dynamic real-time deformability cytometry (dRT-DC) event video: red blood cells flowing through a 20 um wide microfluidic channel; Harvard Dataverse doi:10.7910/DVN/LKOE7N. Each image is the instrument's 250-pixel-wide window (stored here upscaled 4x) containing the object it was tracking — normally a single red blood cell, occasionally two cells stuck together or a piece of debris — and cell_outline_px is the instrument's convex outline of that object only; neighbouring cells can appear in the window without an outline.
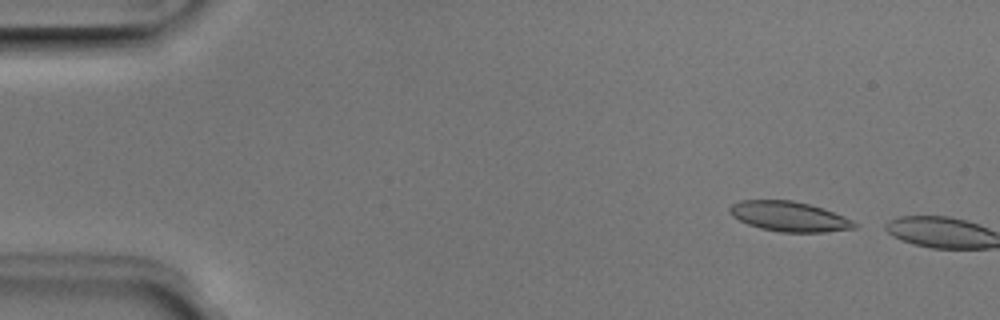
{"species": "Egyptian fruit bat (a non-hibernating species)", "species_latin": "Rousettus aegyptiacus", "temperature_condition": "room temperature", "stored_images_in_passage": 3, "camera_frame_rate_fps": 3000, "um_per_image_px": 0.085, "animal": {"sex": "male"}, "frame": {"image": 1, "passage_image": 2, "time_ms": 0.333, "image_size_px": [1000, 320], "cell_outline_px": [[860, 224], [856, 228], [824, 232], [780, 232], [760, 228], [748, 224], [732, 216], [728, 212], [728, 208], [732, 204], [740, 200], [792, 200], [824, 208], [844, 216]], "centroid_in_image_um": [67.09, 18.4], "position_along_channel_um": 17.9, "area_um2": 21.91}}